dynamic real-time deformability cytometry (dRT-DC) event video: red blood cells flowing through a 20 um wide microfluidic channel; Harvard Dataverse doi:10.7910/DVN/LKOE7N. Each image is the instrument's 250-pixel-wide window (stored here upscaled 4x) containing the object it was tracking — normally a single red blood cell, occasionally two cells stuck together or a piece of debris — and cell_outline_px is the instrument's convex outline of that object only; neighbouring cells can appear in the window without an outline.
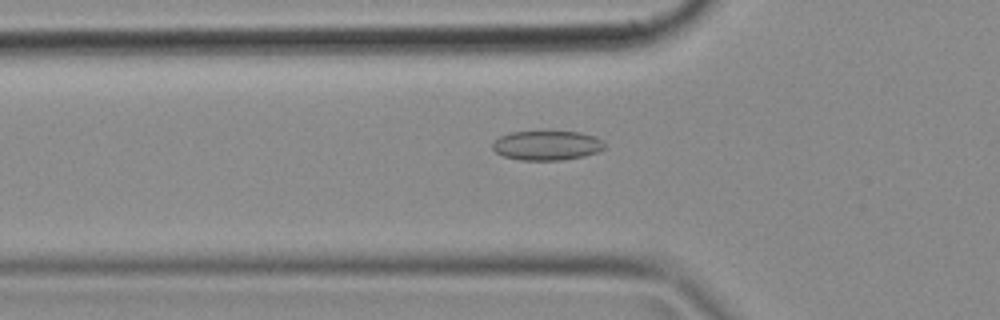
{"species": "common noctule bat (a hibernating species)", "species_latin": "Nyctalus noctula", "temperature_condition": "cold", "stored_images_in_passage": 27, "camera_frame_rate_fps": 3000, "um_per_image_px": 0.085, "animal": {"sex": "female", "body_mass_g": 18.4}, "frame": {"image": 1, "passage_image": 16, "time_ms": 5.0, "image_size_px": [1000, 320], "cell_outline_px": [[604, 148], [596, 152], [584, 156], [560, 160], [520, 160], [504, 156], [496, 152], [492, 148], [492, 144], [500, 136], [512, 132], [580, 132], [596, 136], [604, 140]], "centroid_in_image_um": [46.51, 12.36], "position_along_channel_um": 79.3, "area_um2": 19.13}}
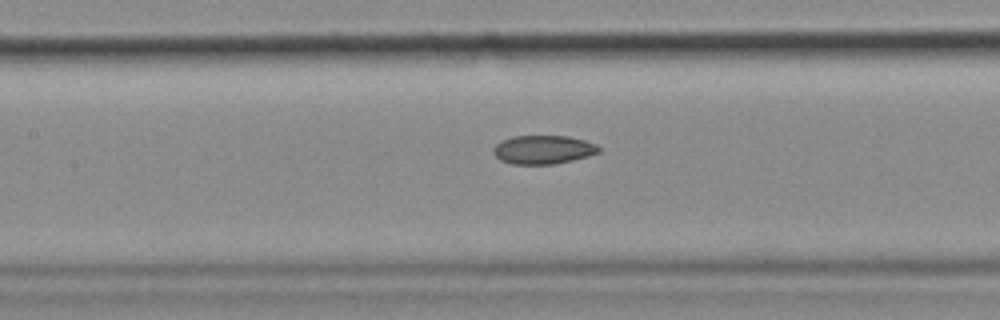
{"frame": {"image": 2, "passage_image": 22, "time_ms": 7.0, "image_size_px": [1000, 320], "cell_outline_px": [[600, 152], [588, 156], [556, 164], [512, 164], [500, 160], [492, 152], [492, 148], [496, 144], [512, 136], [568, 136], [584, 140], [596, 144], [600, 148]], "centroid_in_image_um": [46.17, 12.72], "position_along_channel_um": 161.2, "area_um2": 17.63}}
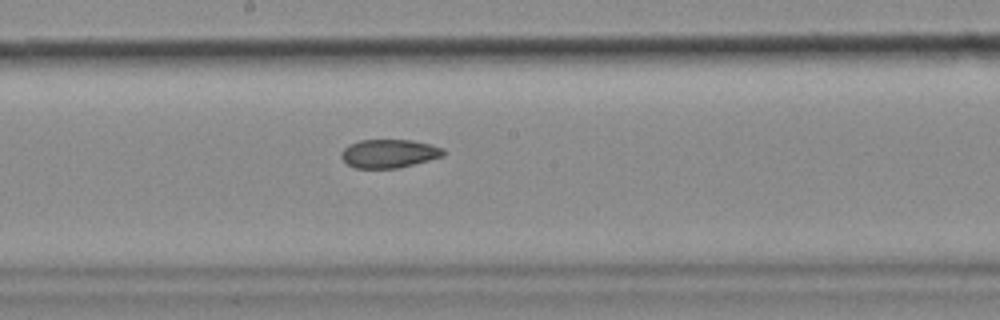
{"frame": {"image": 3, "passage_image": 26, "time_ms": 8.333, "image_size_px": [1000, 320], "cell_outline_px": [[444, 156], [396, 168], [356, 168], [348, 164], [340, 156], [340, 152], [348, 144], [360, 140], [412, 140], [432, 144], [444, 148]], "centroid_in_image_um": [33.06, 13.04], "position_along_channel_um": 215.1, "area_um2": 16.94}}